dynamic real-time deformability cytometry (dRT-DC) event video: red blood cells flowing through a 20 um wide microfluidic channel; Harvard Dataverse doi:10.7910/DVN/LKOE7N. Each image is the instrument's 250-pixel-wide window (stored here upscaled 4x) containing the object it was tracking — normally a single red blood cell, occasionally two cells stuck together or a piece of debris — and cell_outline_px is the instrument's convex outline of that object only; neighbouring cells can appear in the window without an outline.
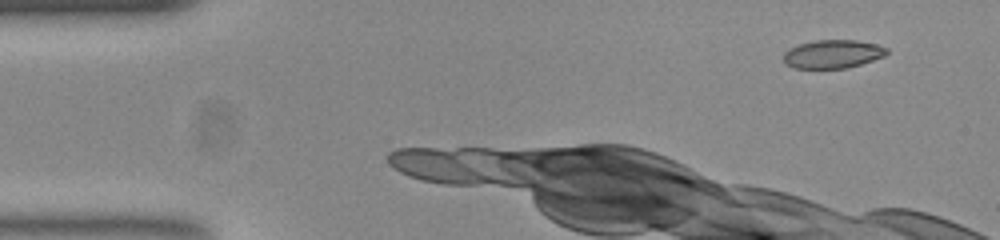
{"species": "common noctule bat (a hibernating species)", "species_latin": "Nyctalus noctula", "temperature_condition": "room temperature", "stored_images_in_passage": 10, "camera_frame_rate_fps": 3000, "um_per_image_px": 0.085, "animal": {"sex": "female", "body_mass_g": 23.0, "forearm_length_mm": 53.4}, "frame": {"image": 1, "passage_image": 1, "time_ms": 0.0, "image_size_px": [1000, 240], "cell_outline_px": [[888, 52], [884, 56], [848, 68], [792, 68], [784, 64], [784, 52], [788, 48], [800, 44], [816, 40], [856, 40], [876, 44], [888, 48]], "centroid_in_image_um": [70.76, 4.59], "position_along_channel_um": 14.2, "area_um2": 17.11}}